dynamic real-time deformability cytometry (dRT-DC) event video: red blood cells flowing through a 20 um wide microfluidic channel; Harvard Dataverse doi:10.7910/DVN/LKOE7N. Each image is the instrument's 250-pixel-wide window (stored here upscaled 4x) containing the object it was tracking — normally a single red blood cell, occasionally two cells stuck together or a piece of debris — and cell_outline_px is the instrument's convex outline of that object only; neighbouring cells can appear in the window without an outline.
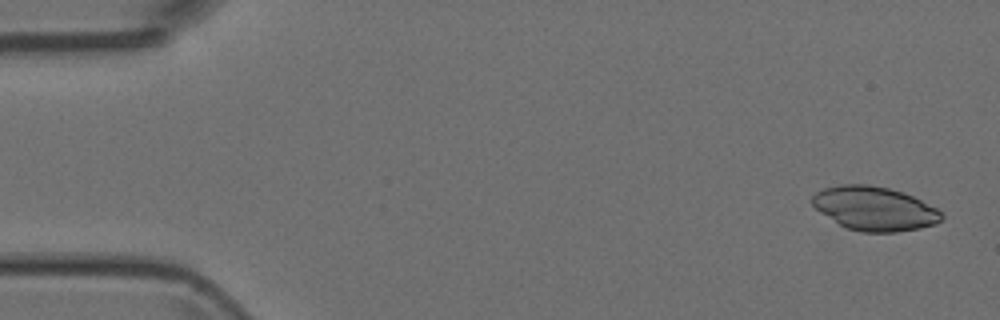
{"species": "Egyptian fruit bat (a non-hibernating species)", "species_latin": "Rousettus aegyptiacus", "temperature_condition": "room temperature", "stored_images_in_passage": 50, "camera_frame_rate_fps": 3000, "um_per_image_px": 0.085, "animal": {"sex": "female"}, "frame": {"image": 1, "passage_image": 2, "time_ms": 0.333, "image_size_px": [1000, 320], "cell_outline_px": [[944, 216], [936, 224], [920, 228], [896, 232], [860, 232], [848, 228], [840, 224], [820, 212], [812, 204], [812, 196], [816, 192], [824, 188], [840, 184], [868, 184], [888, 188], [904, 192], [936, 208]], "centroid_in_image_um": [74.33, 17.72], "position_along_channel_um": 10.7, "area_um2": 32.95}}